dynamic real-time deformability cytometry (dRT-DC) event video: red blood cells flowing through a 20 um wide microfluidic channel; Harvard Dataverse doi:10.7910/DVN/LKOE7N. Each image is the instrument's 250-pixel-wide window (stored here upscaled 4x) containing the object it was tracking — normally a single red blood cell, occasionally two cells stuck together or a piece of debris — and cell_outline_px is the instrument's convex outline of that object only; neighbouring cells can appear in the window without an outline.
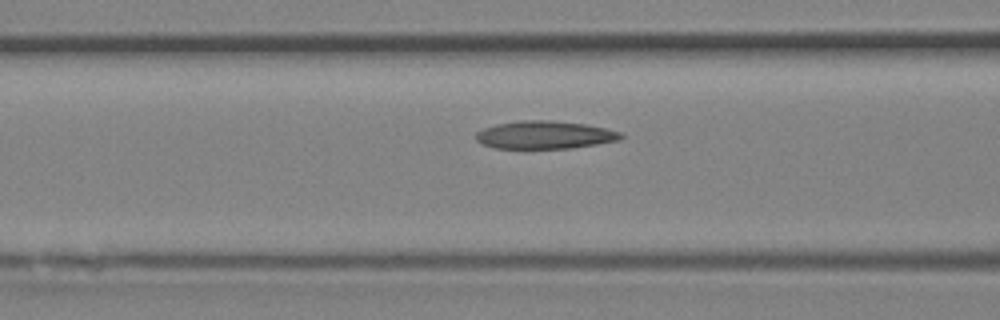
{"species": "Egyptian fruit bat (a non-hibernating species)", "species_latin": "Rousettus aegyptiacus", "temperature_condition": "room temperature", "stored_images_in_passage": 13, "camera_frame_rate_fps": 3000, "um_per_image_px": 0.085, "animal": {"sex": "female"}, "frame": {"image": 1, "passage_image": 11, "time_ms": 3.333, "image_size_px": [1000, 320], "cell_outline_px": [[624, 136], [620, 140], [572, 148], [492, 148], [480, 144], [476, 140], [476, 132], [484, 128], [496, 124], [520, 120], [552, 120], [584, 124], [604, 128], [620, 132]], "centroid_in_image_um": [46.26, 11.47], "position_along_channel_um": 120.3, "area_um2": 23.58}}